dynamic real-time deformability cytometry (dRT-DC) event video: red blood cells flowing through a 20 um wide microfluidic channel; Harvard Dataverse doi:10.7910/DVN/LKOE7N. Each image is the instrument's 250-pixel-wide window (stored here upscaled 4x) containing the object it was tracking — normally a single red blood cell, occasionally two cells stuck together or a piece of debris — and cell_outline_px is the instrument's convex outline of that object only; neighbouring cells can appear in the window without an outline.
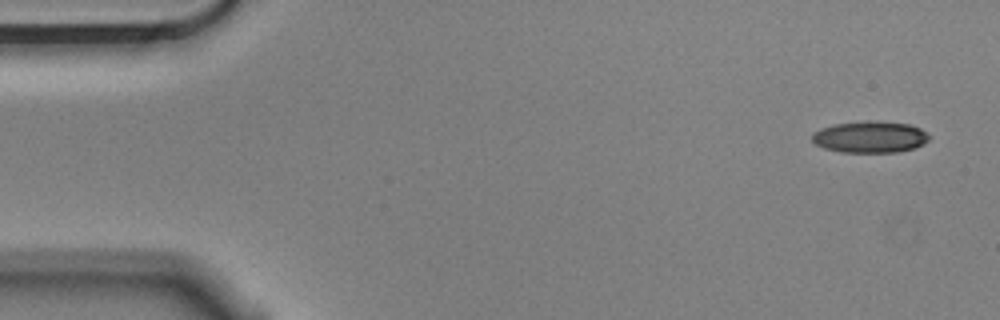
{"species": "Egyptian fruit bat (a non-hibernating species)", "species_latin": "Rousettus aegyptiacus", "temperature_condition": "cold", "stored_images_in_passage": 6, "camera_frame_rate_fps": 3000, "um_per_image_px": 0.085, "animal": {"sex": "male"}, "frame": {"image": 1, "passage_image": 1, "time_ms": 0.0, "image_size_px": [1000, 320], "cell_outline_px": [[928, 140], [924, 144], [900, 152], [840, 152], [824, 148], [816, 144], [812, 140], [812, 132], [836, 124], [876, 120], [912, 124], [920, 128], [928, 136]], "centroid_in_image_um": [73.97, 11.64], "position_along_channel_um": 11.0, "area_um2": 21.44}}
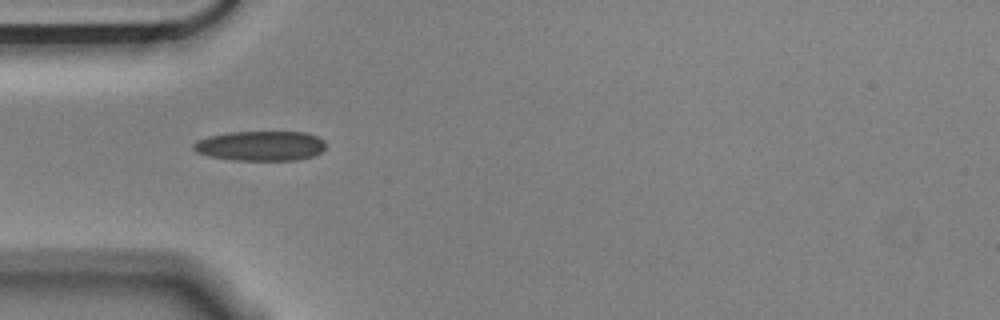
{"frame": {"image": 2, "passage_image": 5, "time_ms": 1.333, "image_size_px": [1000, 320], "cell_outline_px": [[324, 148], [320, 152], [312, 156], [300, 160], [232, 160], [208, 156], [196, 152], [192, 148], [192, 144], [196, 140], [208, 136], [228, 132], [304, 132], [316, 136], [324, 140]], "centroid_in_image_um": [22.09, 12.4], "position_along_channel_um": 62.9, "area_um2": 23.12}}
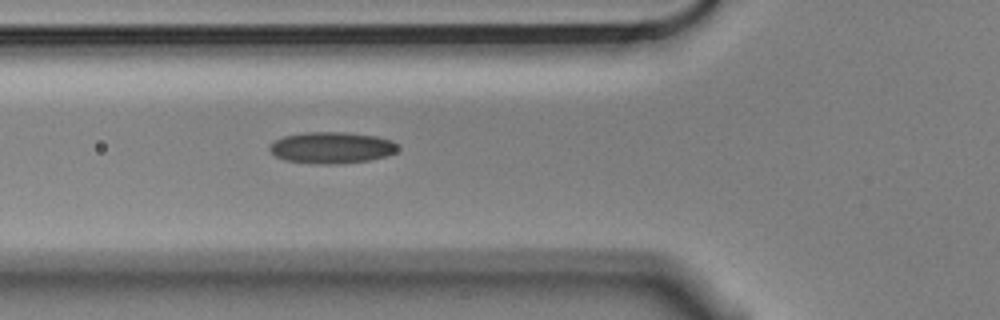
{"frame": {"image": 3, "passage_image": 6, "time_ms": 1.667, "image_size_px": [1000, 320], "cell_outline_px": [[400, 148], [396, 152], [388, 156], [368, 160], [340, 164], [316, 164], [284, 160], [276, 156], [268, 148], [276, 140], [284, 136], [304, 132], [344, 132], [376, 136], [392, 140]], "centroid_in_image_um": [28.22, 12.55], "position_along_channel_um": 97.6, "area_um2": 23.58}}